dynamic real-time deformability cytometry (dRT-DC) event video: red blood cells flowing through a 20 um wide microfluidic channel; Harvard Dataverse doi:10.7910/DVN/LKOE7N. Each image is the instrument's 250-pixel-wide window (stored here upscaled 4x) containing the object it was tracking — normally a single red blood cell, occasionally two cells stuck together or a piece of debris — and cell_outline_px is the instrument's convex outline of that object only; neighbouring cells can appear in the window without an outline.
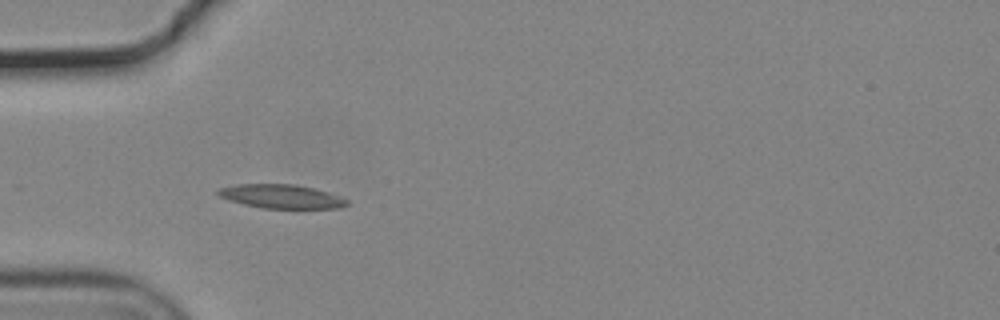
{"species": "common noctule bat (a hibernating species)", "species_latin": "Nyctalus noctula", "temperature_condition": "cold", "stored_images_in_passage": 5, "camera_frame_rate_fps": 3000, "um_per_image_px": 0.085, "animal": {"sex": "male", "body_mass_g": 19.2, "forearm_length_mm": 51.8}, "frame": {"image": 1, "passage_image": 4, "time_ms": 1.0, "image_size_px": [1000, 320], "cell_outline_px": [[348, 204], [340, 208], [260, 208], [228, 200], [220, 196], [216, 192], [220, 188], [236, 184], [292, 184], [312, 188], [340, 196], [348, 200]], "centroid_in_image_um": [23.9, 16.7], "position_along_channel_um": 61.1, "area_um2": 17.74}}
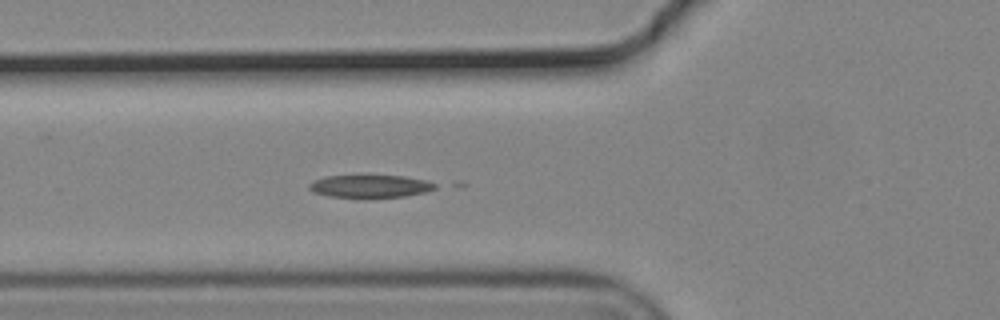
{"frame": {"image": 2, "passage_image": 5, "time_ms": 1.333, "image_size_px": [1000, 320], "cell_outline_px": [[436, 188], [428, 192], [404, 196], [364, 200], [328, 196], [312, 192], [308, 188], [308, 184], [316, 180], [328, 176], [404, 176], [424, 180], [436, 184]], "centroid_in_image_um": [31.45, 15.88], "position_along_channel_um": 94.4, "area_um2": 17.17}}